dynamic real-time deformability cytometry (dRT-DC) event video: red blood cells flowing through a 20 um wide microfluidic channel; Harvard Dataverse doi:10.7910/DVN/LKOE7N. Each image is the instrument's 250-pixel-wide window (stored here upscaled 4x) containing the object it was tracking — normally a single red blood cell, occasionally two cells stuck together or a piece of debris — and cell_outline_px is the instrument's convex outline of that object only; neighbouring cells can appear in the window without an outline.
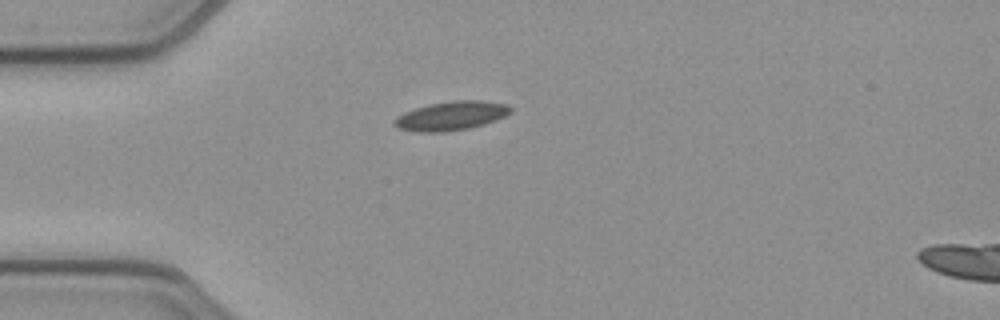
{"species": "common noctule bat (a hibernating species)", "species_latin": "Nyctalus noctula", "temperature_condition": "cold", "stored_images_in_passage": 40, "camera_frame_rate_fps": 3000, "um_per_image_px": 0.085, "animal": {"sex": "female", "body_mass_g": 21.9}, "frame": {"image": 1, "passage_image": 1, "time_ms": 0.0, "image_size_px": [1000, 320], "cell_outline_px": [[512, 112], [504, 116], [468, 128], [444, 132], [420, 132], [400, 128], [392, 124], [392, 120], [396, 116], [404, 112], [428, 104], [456, 100], [480, 100], [508, 104], [512, 108]], "centroid_in_image_um": [38.31, 9.83], "position_along_channel_um": 46.7, "area_um2": 19.42}}
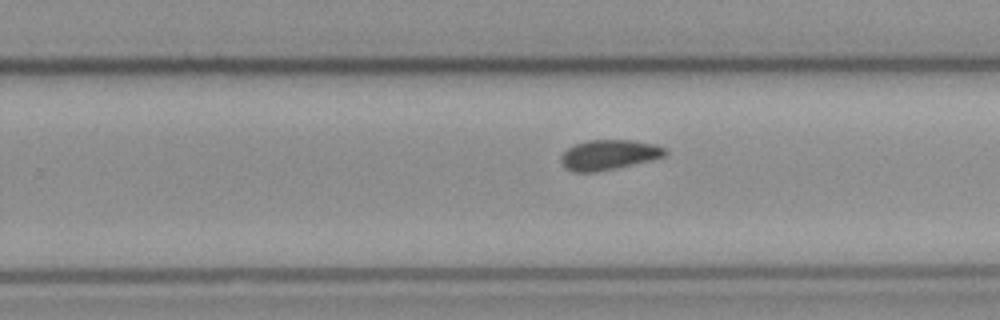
{"frame": {"image": 2, "passage_image": 20, "time_ms": 6.333, "image_size_px": [1000, 320], "cell_outline_px": [[668, 152], [664, 156], [616, 168], [596, 172], [572, 172], [564, 168], [560, 160], [560, 156], [568, 148], [576, 144], [588, 140], [632, 140], [656, 144], [664, 148]], "centroid_in_image_um": [51.71, 13.16], "position_along_channel_um": 278.1, "area_um2": 18.15}}
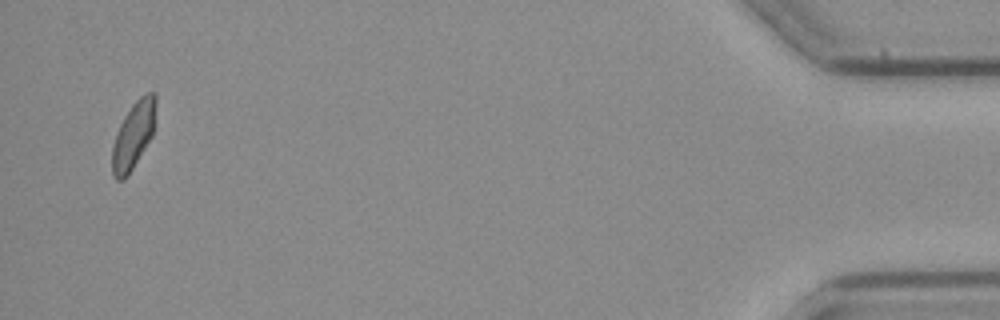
{"frame": {"image": 3, "passage_image": 38, "time_ms": 12.333, "image_size_px": [1000, 320], "cell_outline_px": [[156, 104], [152, 136], [132, 168], [124, 180], [116, 180], [112, 176], [112, 148], [120, 124], [124, 116], [132, 104], [144, 92], [156, 92]], "centroid_in_image_um": [11.34, 11.46], "position_along_channel_um": 423.9, "area_um2": 16.88}, "authors_computed_cell_mechanics": {"area_um2": 17.9758, "velocity_mm_per_s": 3.9001, "shape_relaxation_time_tau1_ms": null, "shape_relaxation_time_tau2_ms": 5.6292, "deformation_change_tau1": null, "deformation_change_tau2": 0.0881}}